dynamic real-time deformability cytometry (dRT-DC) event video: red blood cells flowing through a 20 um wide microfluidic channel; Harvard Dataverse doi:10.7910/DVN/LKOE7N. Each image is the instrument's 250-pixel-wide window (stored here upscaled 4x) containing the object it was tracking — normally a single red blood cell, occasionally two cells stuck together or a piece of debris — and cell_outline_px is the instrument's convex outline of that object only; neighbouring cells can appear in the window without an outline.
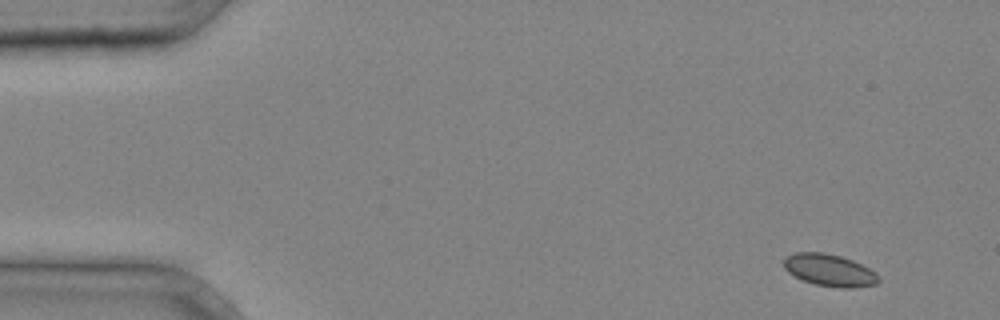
{"species": "common noctule bat (a hibernating species)", "species_latin": "Nyctalus noctula", "temperature_condition": "cold", "stored_images_in_passage": 3, "camera_frame_rate_fps": 3000, "um_per_image_px": 0.085, "animal": {"sex": "male", "body_mass_g": 20.4}, "frame": {"image": 1, "passage_image": 1, "time_ms": 0.0, "image_size_px": [1000, 320], "cell_outline_px": [[880, 280], [876, 284], [852, 288], [840, 288], [816, 284], [804, 280], [788, 272], [784, 268], [784, 260], [788, 256], [796, 252], [820, 252], [840, 256], [852, 260], [876, 272], [880, 276]], "centroid_in_image_um": [70.54, 22.97], "position_along_channel_um": 14.5, "area_um2": 17.51}}